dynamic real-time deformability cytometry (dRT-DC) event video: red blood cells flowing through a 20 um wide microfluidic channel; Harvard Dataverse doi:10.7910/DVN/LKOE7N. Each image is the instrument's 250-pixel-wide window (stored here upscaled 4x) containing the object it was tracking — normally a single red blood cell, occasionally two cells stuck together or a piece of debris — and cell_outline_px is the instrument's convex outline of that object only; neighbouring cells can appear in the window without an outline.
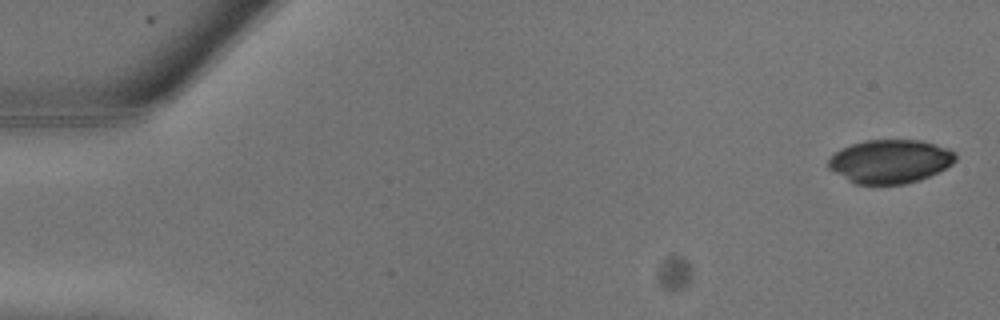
{"species": "common noctule bat (a hibernating species)", "species_latin": "Nyctalus noctula", "temperature_condition": "warm", "stored_images_in_passage": 11, "camera_frame_rate_fps": 3000, "um_per_image_px": 0.085, "animal": {"sex": "male", "body_mass_g": 13.3}, "frame": {"image": 1, "passage_image": 1, "time_ms": 0.0, "image_size_px": [1000, 320], "cell_outline_px": [[956, 160], [952, 164], [920, 180], [904, 184], [856, 184], [848, 180], [828, 168], [828, 160], [840, 148], [864, 140], [920, 140], [936, 144], [948, 148], [956, 152]], "centroid_in_image_um": [75.66, 13.71], "position_along_channel_um": 9.3, "area_um2": 32.25}}
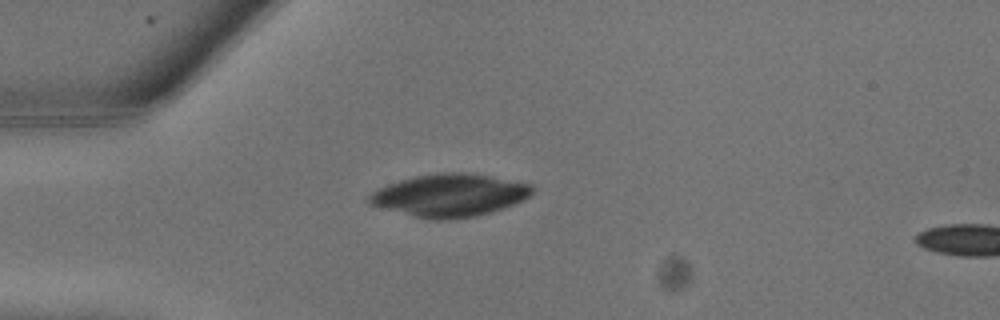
{"frame": {"image": 2, "passage_image": 7, "time_ms": 2.0, "image_size_px": [1000, 320], "cell_outline_px": [[532, 196], [512, 204], [476, 216], [448, 220], [428, 220], [368, 204], [364, 200], [372, 192], [388, 184], [400, 180], [416, 176], [440, 172], [460, 172], [488, 176], [532, 184]], "centroid_in_image_um": [38.17, 16.61], "position_along_channel_um": 46.8, "area_um2": 40.29}}